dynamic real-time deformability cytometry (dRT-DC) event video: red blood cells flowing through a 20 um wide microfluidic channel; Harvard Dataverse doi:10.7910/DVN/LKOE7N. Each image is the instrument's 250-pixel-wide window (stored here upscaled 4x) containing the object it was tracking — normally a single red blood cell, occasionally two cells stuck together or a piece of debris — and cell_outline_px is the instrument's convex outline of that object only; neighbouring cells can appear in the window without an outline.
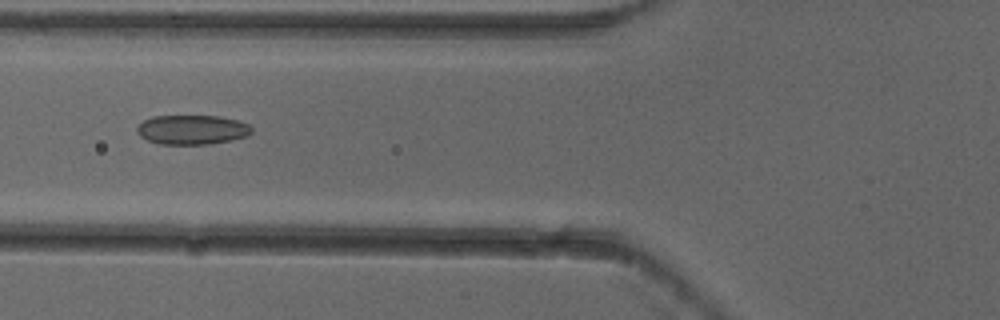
{"species": "common noctule bat (a hibernating species)", "species_latin": "Nyctalus noctula", "temperature_condition": "cold", "stored_images_in_passage": 6, "camera_frame_rate_fps": 3000, "um_per_image_px": 0.085, "animal": {"sex": "female"}, "frame": {"image": 1, "passage_image": 6, "time_ms": 1.667, "image_size_px": [1000, 320], "cell_outline_px": [[252, 132], [248, 136], [232, 140], [208, 144], [160, 144], [148, 140], [140, 136], [136, 132], [136, 128], [144, 120], [152, 116], [220, 116], [236, 120], [248, 124], [252, 128]], "centroid_in_image_um": [16.33, 11.02], "position_along_channel_um": 109.5, "area_um2": 19.71}}